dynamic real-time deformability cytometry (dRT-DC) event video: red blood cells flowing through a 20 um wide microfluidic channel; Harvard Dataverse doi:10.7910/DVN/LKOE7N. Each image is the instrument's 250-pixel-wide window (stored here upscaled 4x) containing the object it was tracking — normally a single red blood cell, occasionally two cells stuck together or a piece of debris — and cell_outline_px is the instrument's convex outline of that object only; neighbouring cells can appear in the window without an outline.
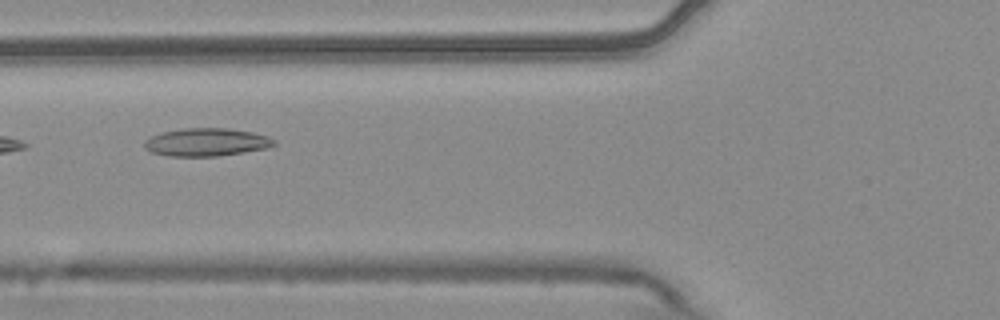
{"species": "common noctule bat (a hibernating species)", "species_latin": "Nyctalus noctula", "temperature_condition": "warm", "stored_images_in_passage": 7, "camera_frame_rate_fps": 3000, "um_per_image_px": 0.085, "animal": {"sex": "male", "body_mass_g": 20.4}, "frame": {"image": 1, "passage_image": 5, "time_ms": 1.333, "image_size_px": [1000, 320], "cell_outline_px": [[276, 144], [264, 148], [216, 156], [168, 156], [152, 152], [144, 148], [144, 140], [160, 132], [184, 128], [228, 128], [252, 132], [268, 136], [276, 140]], "centroid_in_image_um": [17.51, 12.07], "position_along_channel_um": 108.3, "area_um2": 20.98}}
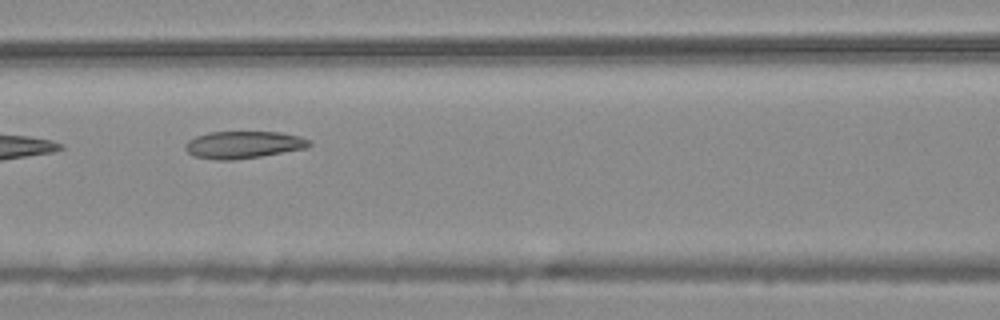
{"frame": {"image": 2, "passage_image": 6, "time_ms": 1.667, "image_size_px": [1000, 320], "cell_outline_px": [[312, 144], [308, 148], [260, 156], [232, 160], [216, 160], [192, 156], [184, 148], [184, 144], [188, 140], [196, 136], [208, 132], [280, 132], [300, 136], [312, 140]], "centroid_in_image_um": [20.69, 12.3], "position_along_channel_um": 145.9, "area_um2": 19.88}}
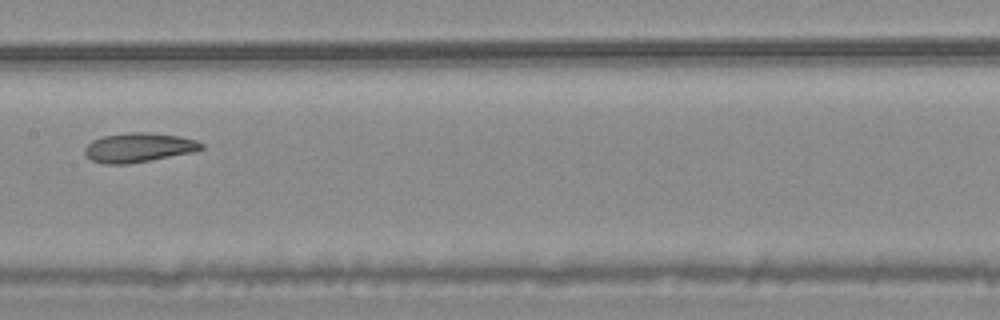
{"frame": {"image": 3, "passage_image": 7, "time_ms": 2.0, "image_size_px": [1000, 320], "cell_outline_px": [[204, 148], [192, 152], [128, 164], [104, 164], [92, 160], [84, 152], [84, 148], [92, 140], [104, 136], [124, 132], [148, 132], [180, 136], [196, 140], [204, 144]], "centroid_in_image_um": [11.78, 12.53], "position_along_channel_um": 195.6, "area_um2": 19.88}}